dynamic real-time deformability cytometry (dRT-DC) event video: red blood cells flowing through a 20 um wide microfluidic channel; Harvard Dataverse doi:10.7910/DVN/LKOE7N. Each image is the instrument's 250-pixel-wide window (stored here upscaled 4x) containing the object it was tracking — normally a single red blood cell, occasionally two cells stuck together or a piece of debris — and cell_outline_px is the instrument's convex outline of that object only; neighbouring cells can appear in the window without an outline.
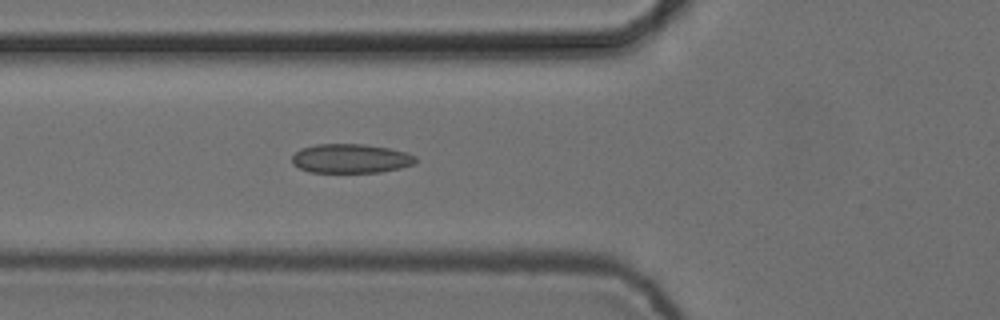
{"species": "common noctule bat (a hibernating species)", "species_latin": "Nyctalus noctula", "temperature_condition": "cold", "stored_images_in_passage": 6, "camera_frame_rate_fps": 3000, "um_per_image_px": 0.085, "animal": {"sex": "female", "body_mass_g": 24.6, "forearm_length_mm": 56.2}, "frame": {"image": 1, "passage_image": 6, "time_ms": 1.667, "image_size_px": [1000, 320], "cell_outline_px": [[416, 164], [400, 168], [380, 172], [308, 172], [292, 164], [292, 156], [300, 148], [316, 144], [364, 144], [388, 148], [408, 152], [416, 156]], "centroid_in_image_um": [29.82, 13.47], "position_along_channel_um": 96.0, "area_um2": 21.15}}